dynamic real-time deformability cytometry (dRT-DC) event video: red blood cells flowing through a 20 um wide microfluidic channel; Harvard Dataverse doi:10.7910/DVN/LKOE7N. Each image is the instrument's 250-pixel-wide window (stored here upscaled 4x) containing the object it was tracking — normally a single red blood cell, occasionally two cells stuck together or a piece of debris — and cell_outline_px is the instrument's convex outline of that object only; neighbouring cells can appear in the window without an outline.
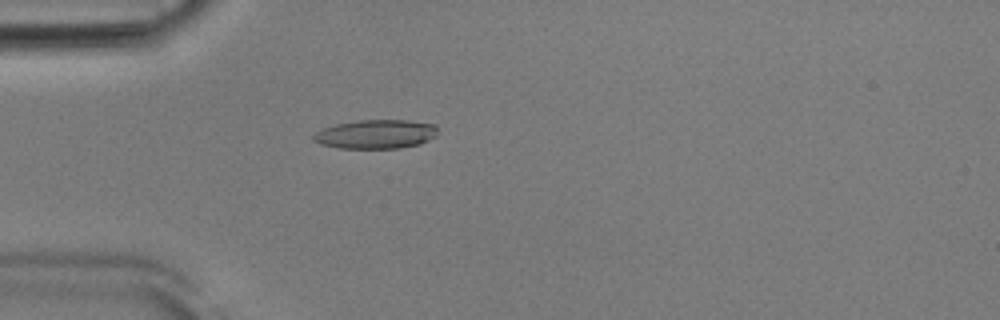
{"species": "Egyptian fruit bat (a non-hibernating species)", "species_latin": "Rousettus aegyptiacus", "temperature_condition": "room temperature", "stored_images_in_passage": 52, "camera_frame_rate_fps": 3000, "um_per_image_px": 0.085, "animal": {"sex": "male"}, "frame": {"image": 1, "passage_image": 15, "time_ms": 4.667, "image_size_px": [1000, 320], "cell_outline_px": [[436, 136], [420, 144], [400, 148], [340, 148], [320, 144], [312, 140], [312, 136], [316, 132], [324, 128], [336, 124], [360, 120], [408, 120], [436, 124]], "centroid_in_image_um": [31.95, 11.4], "position_along_channel_um": 53.1, "area_um2": 20.98}}
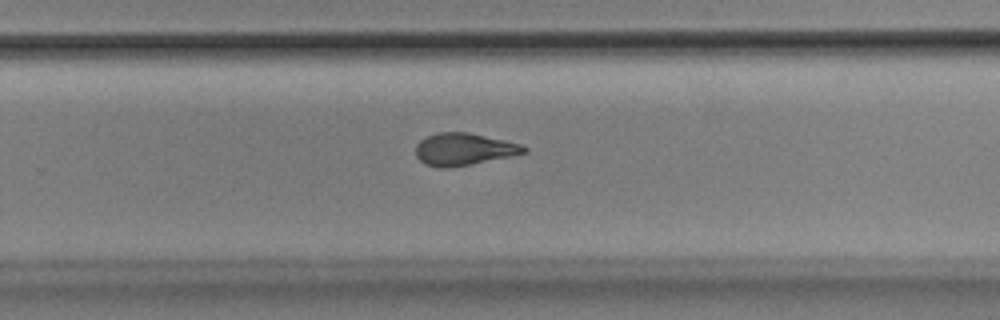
{"frame": {"image": 2, "passage_image": 34, "time_ms": 11.0, "image_size_px": [1000, 320], "cell_outline_px": [[528, 152], [512, 156], [468, 164], [444, 168], [440, 168], [424, 164], [416, 156], [416, 144], [424, 136], [436, 132], [468, 132], [504, 140], [520, 144], [528, 148]], "centroid_in_image_um": [39.4, 12.67], "position_along_channel_um": 290.4, "area_um2": 20.29}}
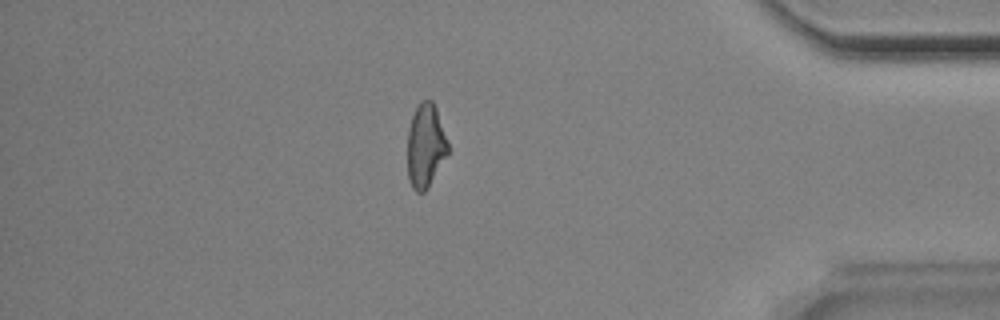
{"frame": {"image": 3, "passage_image": 45, "time_ms": 14.667, "image_size_px": [1000, 320], "cell_outline_px": [[448, 152], [424, 192], [416, 192], [412, 188], [408, 176], [408, 128], [412, 116], [420, 100], [432, 100], [436, 108], [448, 144]], "centroid_in_image_um": [36.15, 12.36], "position_along_channel_um": 399.1, "area_um2": 19.31}, "authors_computed_cell_mechanics": {"area_um2": 20.519, "velocity_mm_per_s": 3.8935, "shape_relaxation_time_tau1_ms": 6.1192, "shape_relaxation_time_tau2_ms": 2.0768, "deformation_change_tau1": 0.2147, "deformation_change_tau2": 0.1083}}